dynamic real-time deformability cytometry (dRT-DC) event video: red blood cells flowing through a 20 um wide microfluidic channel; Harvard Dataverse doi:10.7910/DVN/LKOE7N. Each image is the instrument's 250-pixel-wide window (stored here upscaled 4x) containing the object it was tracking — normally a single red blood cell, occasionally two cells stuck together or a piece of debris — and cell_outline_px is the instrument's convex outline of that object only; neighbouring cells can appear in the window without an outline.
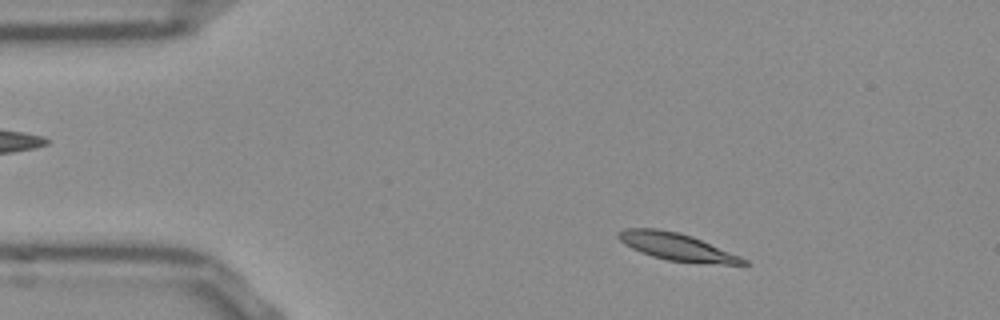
{"species": "Egyptian fruit bat (a non-hibernating species)", "species_latin": "Rousettus aegyptiacus", "temperature_condition": "room temperature", "stored_images_in_passage": 50, "camera_frame_rate_fps": 3000, "um_per_image_px": 0.085, "frame": {"image": 1, "passage_image": 5, "time_ms": 1.333, "image_size_px": [1000, 320], "cell_outline_px": [[752, 264], [720, 264], [668, 260], [652, 256], [640, 252], [624, 244], [616, 236], [616, 232], [624, 228], [656, 228], [676, 232], [692, 236], [740, 256], [748, 260]], "centroid_in_image_um": [57.5, 20.97], "position_along_channel_um": 27.5, "area_um2": 19.77}}
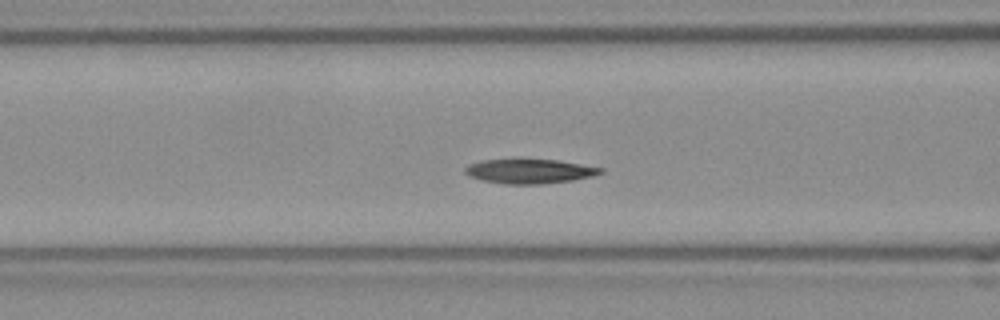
{"frame": {"image": 2, "passage_image": 17, "time_ms": 5.333, "image_size_px": [1000, 320], "cell_outline_px": [[604, 172], [592, 176], [572, 180], [540, 184], [504, 184], [480, 180], [468, 176], [464, 172], [464, 168], [468, 164], [480, 160], [520, 156], [560, 160], [604, 168]], "centroid_in_image_um": [44.94, 14.5], "position_along_channel_um": 121.7, "area_um2": 20.46}}
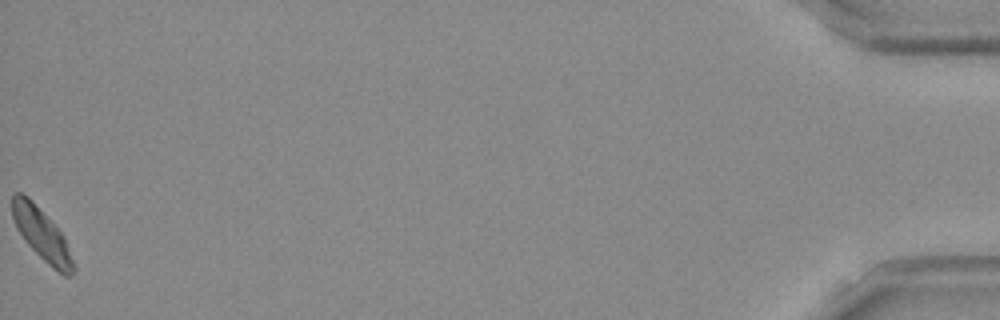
{"frame": {"image": 3, "passage_image": 50, "time_ms": 16.333, "image_size_px": [1000, 320], "cell_outline_px": [[76, 272], [72, 276], [64, 276], [52, 268], [24, 240], [16, 228], [12, 216], [12, 192], [20, 192], [28, 196], [32, 200], [64, 236], [76, 268]], "centroid_in_image_um": [3.56, 19.94], "position_along_channel_um": 431.6, "area_um2": 18.5}, "authors_computed_cell_mechanics": {"area_um2": 19.2474, "velocity_mm_per_s": 3.7771, "shape_relaxation_time_tau1_ms": 4.0761, "shape_relaxation_time_tau2_ms": null, "deformation_change_tau1": 0.1391, "deformation_change_tau2": null}}